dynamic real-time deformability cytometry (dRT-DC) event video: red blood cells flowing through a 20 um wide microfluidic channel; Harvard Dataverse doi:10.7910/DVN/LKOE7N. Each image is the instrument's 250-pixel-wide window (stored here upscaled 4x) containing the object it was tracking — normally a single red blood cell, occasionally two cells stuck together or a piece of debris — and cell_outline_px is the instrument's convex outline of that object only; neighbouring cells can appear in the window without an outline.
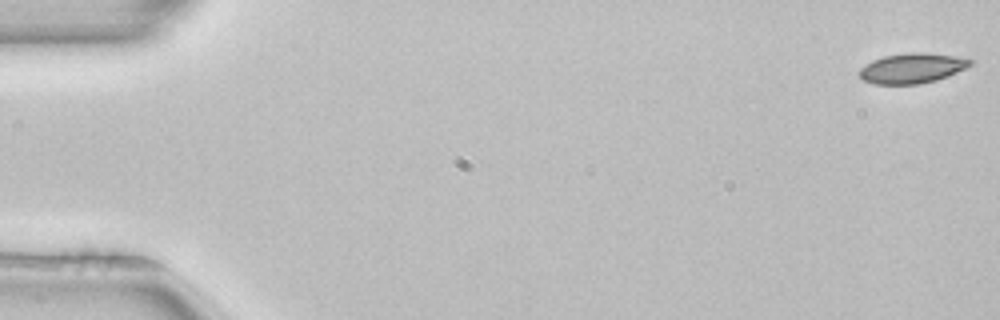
{"species": "common noctule bat (a hibernating species)", "species_latin": "Nyctalus noctula", "temperature_condition": "room temperature", "stored_images_in_passage": 52, "camera_frame_rate_fps": 3000, "um_per_image_px": 0.085, "animal": {"sex": "female", "body_mass_g": 22.7, "forearm_length_mm": 54.2}, "frame": {"image": 1, "passage_image": 1, "time_ms": 0.0, "image_size_px": [1000, 320], "cell_outline_px": [[972, 64], [948, 76], [936, 80], [920, 84], [872, 84], [864, 80], [860, 76], [860, 68], [872, 60], [884, 56], [912, 52], [920, 52], [956, 56], [972, 60]], "centroid_in_image_um": [77.51, 5.8], "position_along_channel_um": 7.5, "area_um2": 19.25}}
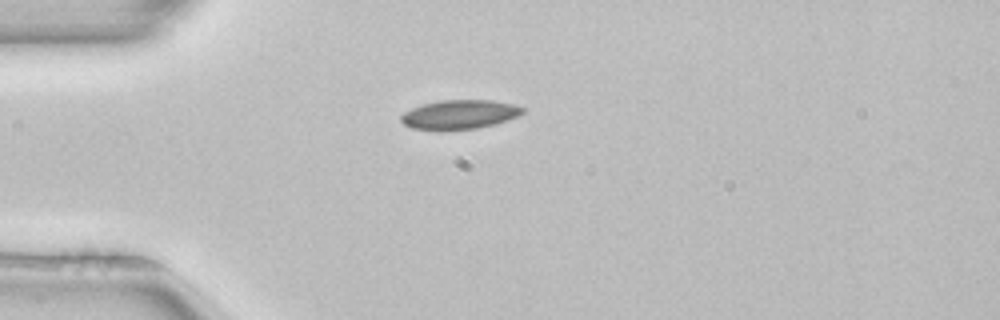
{"frame": {"image": 2, "passage_image": 14, "time_ms": 4.333, "image_size_px": [1000, 320], "cell_outline_px": [[524, 112], [516, 116], [496, 124], [476, 128], [412, 128], [404, 124], [400, 120], [400, 116], [404, 112], [412, 108], [424, 104], [440, 100], [492, 100], [512, 104], [524, 108]], "centroid_in_image_um": [39.07, 9.7], "position_along_channel_um": 45.9, "area_um2": 20.0}}
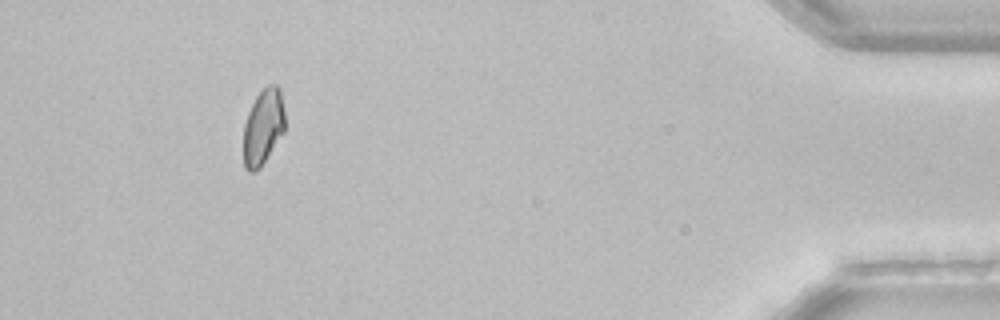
{"frame": {"image": 3, "passage_image": 48, "time_ms": 15.667, "image_size_px": [1000, 320], "cell_outline_px": [[284, 132], [260, 168], [252, 172], [248, 172], [244, 168], [244, 124], [248, 112], [256, 96], [268, 84], [276, 84], [280, 88], [284, 112]], "centroid_in_image_um": [22.36, 10.79], "position_along_channel_um": 412.8, "area_um2": 18.26}, "authors_computed_cell_mechanics": {"area_um2": 19.4497, "velocity_mm_per_s": 3.9653, "shape_relaxation_time_tau1_ms": 5.3025, "shape_relaxation_time_tau2_ms": null, "deformation_change_tau1": 0.0983, "deformation_change_tau2": null}}